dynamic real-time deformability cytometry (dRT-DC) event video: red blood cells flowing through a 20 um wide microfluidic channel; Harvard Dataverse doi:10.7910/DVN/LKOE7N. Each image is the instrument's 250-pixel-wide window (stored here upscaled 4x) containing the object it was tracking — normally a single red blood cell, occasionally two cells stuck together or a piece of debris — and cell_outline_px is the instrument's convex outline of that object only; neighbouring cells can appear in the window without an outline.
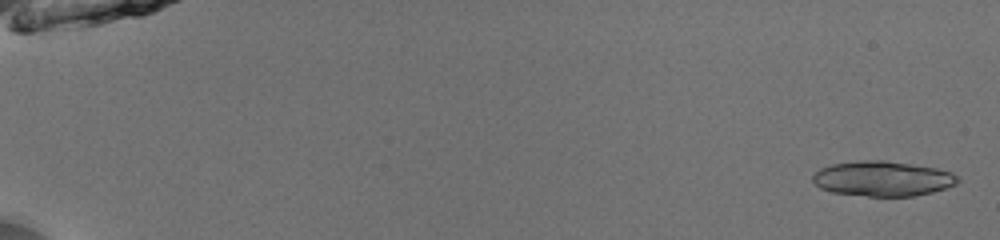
{"species": "common noctule bat (a hibernating species)", "species_latin": "Nyctalus noctula", "temperature_condition": "room temperature", "stored_images_in_passage": 28, "camera_frame_rate_fps": 3000, "um_per_image_px": 0.085, "animal": {"sex": "male", "body_mass_g": 13.0, "forearm_length_mm": 53.1}, "frame": {"image": 1, "passage_image": 2, "time_ms": 0.333, "image_size_px": [1000, 240], "cell_outline_px": [[960, 180], [956, 184], [932, 192], [912, 196], [868, 196], [832, 192], [820, 188], [812, 180], [812, 176], [820, 168], [832, 164], [860, 160], [884, 160], [936, 168], [952, 172]], "centroid_in_image_um": [75.01, 15.18], "position_along_channel_um": 10.0, "area_um2": 29.48}}
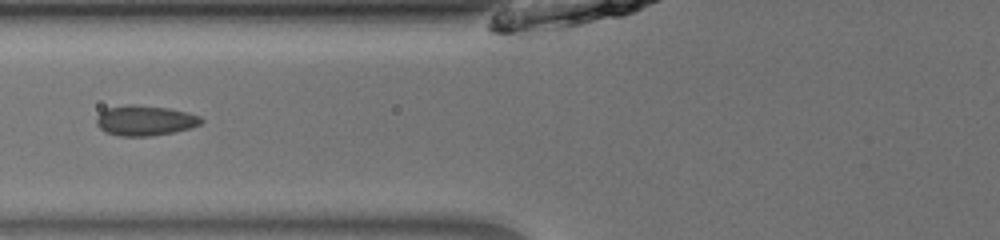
{"frame": {"image": 2, "passage_image": 24, "time_ms": 7.667, "image_size_px": [1000, 240], "cell_outline_px": [[204, 120], [200, 124], [192, 128], [176, 132], [152, 136], [120, 136], [104, 132], [96, 124], [96, 116], [100, 112], [108, 108], [128, 104], [132, 104], [168, 108], [188, 112], [200, 116]], "centroid_in_image_um": [12.33, 10.25], "position_along_channel_um": 113.5, "area_um2": 18.67}}